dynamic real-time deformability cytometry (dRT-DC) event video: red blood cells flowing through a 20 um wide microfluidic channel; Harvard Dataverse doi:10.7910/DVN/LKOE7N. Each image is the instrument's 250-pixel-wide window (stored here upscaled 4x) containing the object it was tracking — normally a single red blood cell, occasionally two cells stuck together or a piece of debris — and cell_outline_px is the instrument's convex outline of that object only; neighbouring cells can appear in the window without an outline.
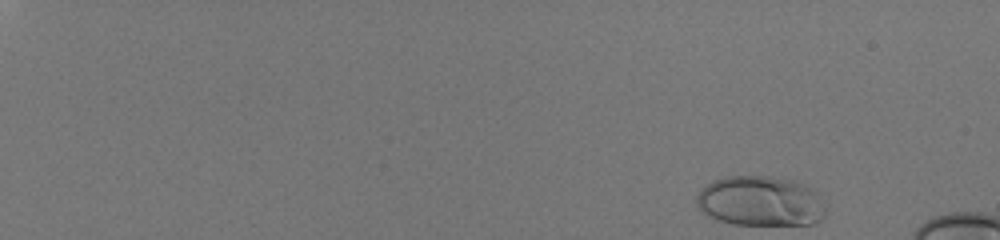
{"species": "human", "species_latin": "Homo sapiens", "temperature_condition": "room temperature", "stored_images_in_passage": 45, "camera_frame_rate_fps": 3000, "um_per_image_px": 0.085, "donor": {"sex": "male"}, "frame": {"image": 1, "passage_image": 1, "time_ms": 0.0, "image_size_px": [1000, 240], "cell_outline_px": [[824, 216], [816, 224], [732, 224], [716, 220], [708, 216], [696, 204], [696, 196], [700, 188], [712, 180], [724, 176], [772, 176], [792, 180], [812, 188], [820, 196], [824, 208]], "centroid_in_image_um": [64.6, 17.09], "position_along_channel_um": 20.4, "area_um2": 37.92}}
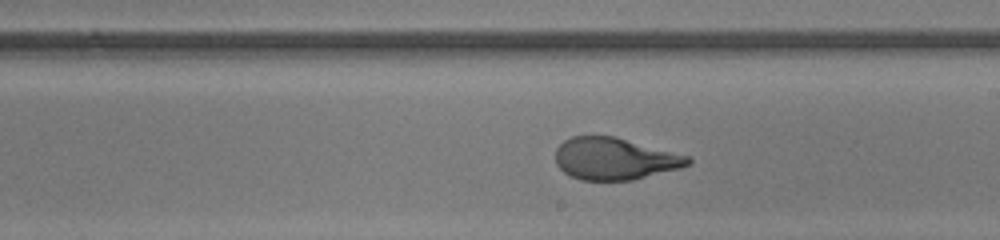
{"frame": {"image": 2, "passage_image": 32, "time_ms": 10.333, "image_size_px": [1000, 240], "cell_outline_px": [[692, 160], [688, 164], [680, 168], [632, 180], [580, 180], [564, 172], [556, 164], [556, 148], [564, 140], [572, 136], [616, 136], [688, 156]], "centroid_in_image_um": [52.22, 13.49], "position_along_channel_um": 236.8, "area_um2": 32.25}}
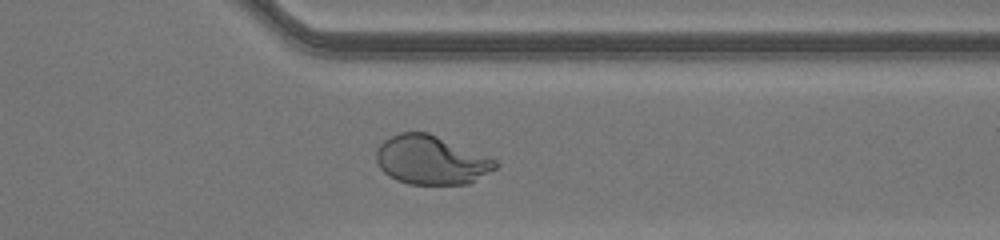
{"frame": {"image": 3, "passage_image": 42, "time_ms": 13.667, "image_size_px": [1000, 240], "cell_outline_px": [[500, 164], [496, 168], [468, 184], [408, 184], [396, 180], [384, 172], [380, 168], [376, 160], [376, 152], [380, 144], [384, 140], [400, 132], [428, 132], [496, 160]], "centroid_in_image_um": [36.62, 13.61], "position_along_channel_um": 374.8, "area_um2": 33.64}, "authors_computed_cell_mechanics": {"area_um2": 33.7552, "velocity_mm_per_s": 4.1125, "shape_relaxation_time_tau1_ms": 4.9055, "shape_relaxation_time_tau2_ms": null, "deformation_change_tau1": 0.2343, "deformation_change_tau2": null}}